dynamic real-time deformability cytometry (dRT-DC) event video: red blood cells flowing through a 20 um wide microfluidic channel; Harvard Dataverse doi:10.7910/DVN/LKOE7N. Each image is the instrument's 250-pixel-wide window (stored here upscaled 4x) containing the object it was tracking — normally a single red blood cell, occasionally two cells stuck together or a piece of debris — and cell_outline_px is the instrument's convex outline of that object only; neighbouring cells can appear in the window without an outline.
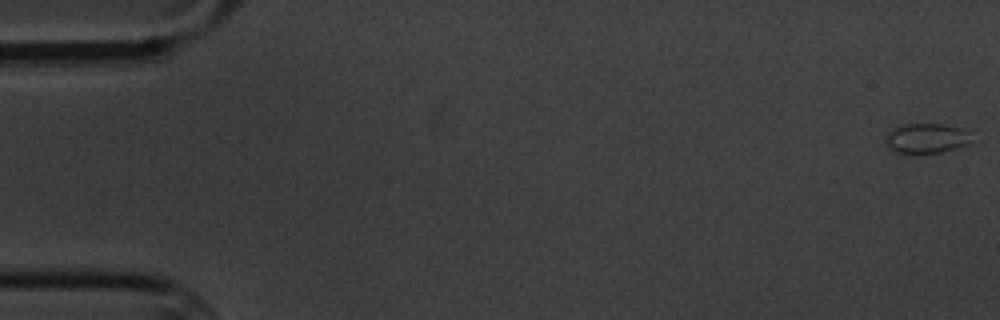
{"species": "common noctule bat (a hibernating species)", "species_latin": "Nyctalus noctula", "temperature_condition": "cold", "stored_images_in_passage": 4, "segment_of_instrument_passage": [1, 2], "camera_frame_rate_fps": 3000, "um_per_image_px": 0.085, "animal": {"sex": "male", "body_mass_g": 20.1, "forearm_length_mm": 53.5}, "frame": {"image": 1, "passage_image": 1, "time_ms": 0.0, "image_size_px": [1000, 320], "cell_outline_px": [[968, 144], [940, 152], [912, 156], [892, 152], [884, 144], [884, 140], [888, 132], [892, 128], [904, 124], [940, 124], [964, 128]], "centroid_in_image_um": [78.58, 11.8], "position_along_channel_um": 6.4, "area_um2": 15.26}}